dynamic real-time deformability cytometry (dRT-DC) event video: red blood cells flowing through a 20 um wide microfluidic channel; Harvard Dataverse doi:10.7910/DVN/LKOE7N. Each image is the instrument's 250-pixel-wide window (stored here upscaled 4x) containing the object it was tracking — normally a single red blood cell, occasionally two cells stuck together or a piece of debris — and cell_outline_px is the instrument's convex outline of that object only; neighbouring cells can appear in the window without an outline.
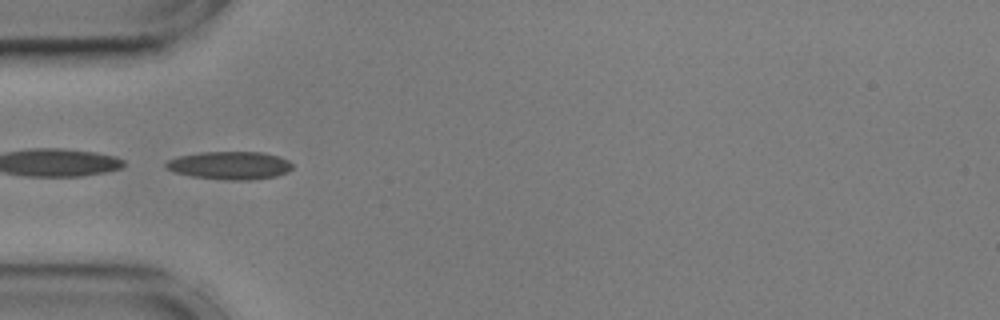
{"species": "common noctule bat (a hibernating species)", "species_latin": "Nyctalus noctula", "temperature_condition": "cold", "stored_images_in_passage": 39, "camera_frame_rate_fps": 3000, "um_per_image_px": 0.085, "animal": {"sex": "male", "body_mass_g": 17.9, "forearm_length_mm": 54.2}, "frame": {"image": 1, "passage_image": 1, "time_ms": 0.0, "image_size_px": [1000, 320], "cell_outline_px": [[292, 168], [288, 172], [276, 176], [252, 180], [224, 180], [192, 176], [172, 172], [164, 168], [164, 164], [168, 160], [180, 156], [200, 152], [264, 152], [280, 156], [288, 160], [292, 164]], "centroid_in_image_um": [19.53, 14.06], "position_along_channel_um": 65.5, "area_um2": 20.87}, "authors_computed_cell_mechanics": {"area_um2": 19.1896, "velocity_mm_per_s": 3.5863, "shape_relaxation_time_tau1_ms": 4.7132, "shape_relaxation_time_tau2_ms": 3.4425, "deformation_change_tau1": 0.1289, "deformation_change_tau2": 0.1318}}